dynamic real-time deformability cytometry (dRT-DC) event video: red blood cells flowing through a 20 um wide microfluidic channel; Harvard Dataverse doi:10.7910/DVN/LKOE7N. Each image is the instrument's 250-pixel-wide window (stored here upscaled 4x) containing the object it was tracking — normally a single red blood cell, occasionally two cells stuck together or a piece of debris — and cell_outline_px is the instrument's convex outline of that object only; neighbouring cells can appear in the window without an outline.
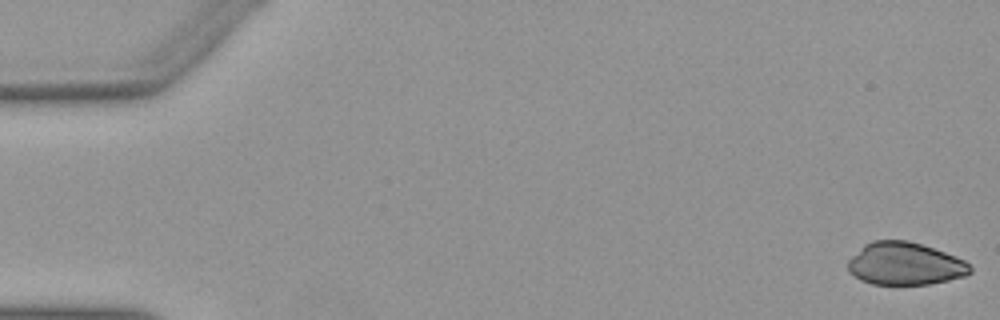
{"species": "Egyptian fruit bat (a non-hibernating species)", "species_latin": "Rousettus aegyptiacus", "temperature_condition": "warm", "stored_images_in_passage": 44, "camera_frame_rate_fps": 3000, "um_per_image_px": 0.085, "animal": {"sex": "female"}, "frame": {"image": 1, "passage_image": 1, "time_ms": 0.0, "image_size_px": [1000, 320], "cell_outline_px": [[972, 272], [964, 276], [948, 280], [928, 284], [872, 284], [860, 280], [848, 272], [848, 260], [864, 244], [872, 240], [908, 240], [956, 256], [964, 260], [972, 268]], "centroid_in_image_um": [76.9, 22.42], "position_along_channel_um": 8.1, "area_um2": 30.29}}
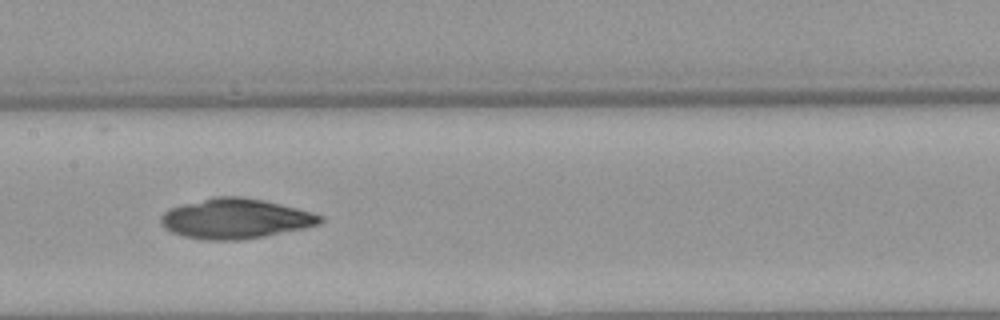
{"frame": {"image": 2, "passage_image": 26, "time_ms": 8.333, "image_size_px": [1000, 320], "cell_outline_px": [[324, 220], [320, 224], [304, 228], [264, 236], [236, 240], [208, 240], [180, 236], [164, 228], [160, 224], [160, 216], [168, 208], [216, 196], [240, 196], [264, 200], [312, 212], [324, 216]], "centroid_in_image_um": [19.99, 18.58], "position_along_channel_um": 187.4, "area_um2": 37.17}}
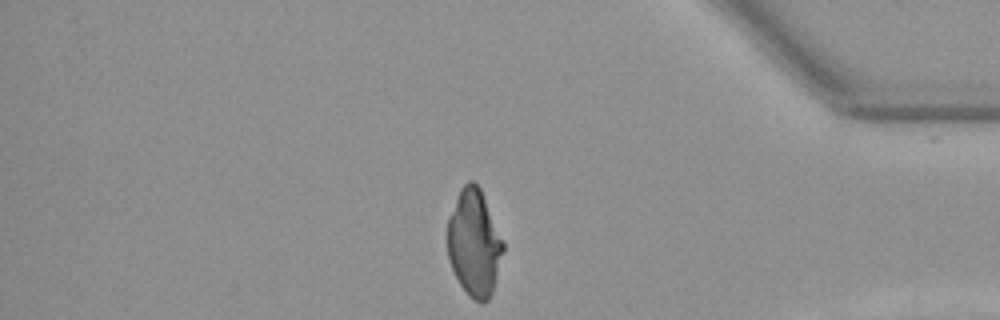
{"frame": {"image": 3, "passage_image": 44, "time_ms": 14.333, "image_size_px": [1000, 320], "cell_outline_px": [[504, 248], [492, 292], [488, 300], [484, 304], [480, 304], [472, 300], [468, 296], [460, 284], [448, 260], [448, 216], [460, 188], [468, 180], [472, 180], [480, 188], [504, 244]], "centroid_in_image_um": [40.29, 20.68], "position_along_channel_um": 394.9, "area_um2": 34.45}}